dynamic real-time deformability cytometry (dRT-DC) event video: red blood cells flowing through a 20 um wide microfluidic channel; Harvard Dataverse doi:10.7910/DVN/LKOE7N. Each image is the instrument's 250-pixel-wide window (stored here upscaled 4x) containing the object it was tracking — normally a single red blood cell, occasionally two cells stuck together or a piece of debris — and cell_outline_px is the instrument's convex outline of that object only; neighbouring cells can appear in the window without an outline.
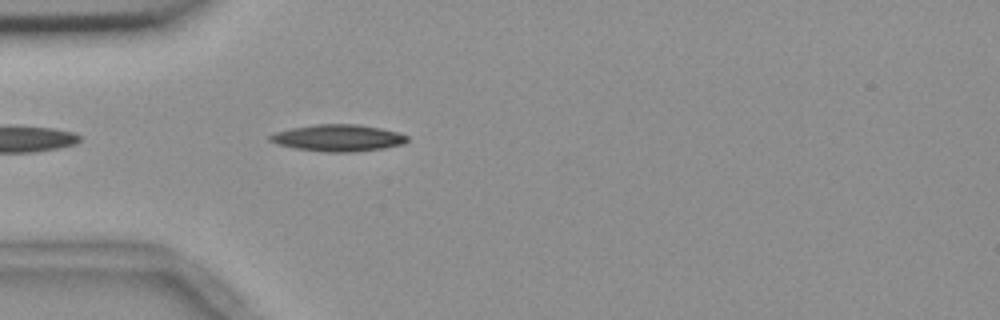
{"species": "common noctule bat (a hibernating species)", "species_latin": "Nyctalus noctula", "temperature_condition": "room temperature", "stored_images_in_passage": 7, "camera_frame_rate_fps": 3000, "um_per_image_px": 0.085, "animal": {"sex": "female", "body_mass_g": 18.4}, "frame": {"image": 1, "passage_image": 3, "time_ms": 0.667, "image_size_px": [1000, 320], "cell_outline_px": [[408, 140], [404, 144], [384, 148], [352, 152], [324, 152], [296, 148], [276, 144], [268, 140], [268, 136], [276, 132], [292, 128], [316, 124], [356, 124], [380, 128], [400, 132], [408, 136]], "centroid_in_image_um": [28.75, 11.72], "position_along_channel_um": 56.2, "area_um2": 21.44}}
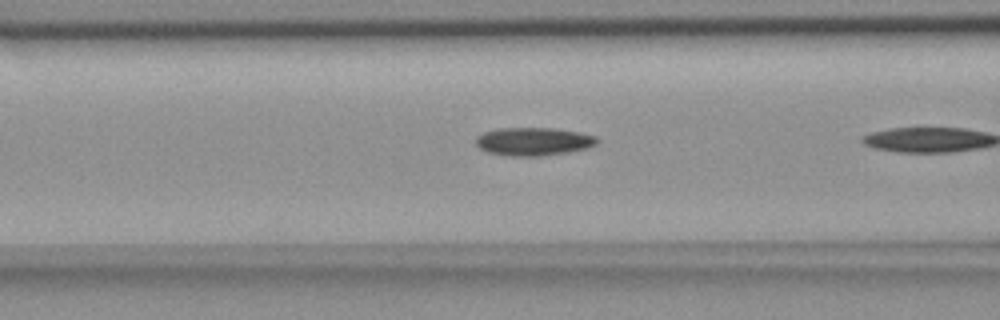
{"frame": {"image": 2, "passage_image": 6, "time_ms": 1.667, "image_size_px": [1000, 320], "cell_outline_px": [[600, 140], [596, 144], [588, 148], [568, 152], [540, 156], [512, 156], [488, 152], [480, 148], [476, 144], [476, 136], [484, 132], [500, 128], [552, 128], [580, 132], [596, 136]], "centroid_in_image_um": [45.37, 12.02], "position_along_channel_um": 121.2, "area_um2": 19.88}}